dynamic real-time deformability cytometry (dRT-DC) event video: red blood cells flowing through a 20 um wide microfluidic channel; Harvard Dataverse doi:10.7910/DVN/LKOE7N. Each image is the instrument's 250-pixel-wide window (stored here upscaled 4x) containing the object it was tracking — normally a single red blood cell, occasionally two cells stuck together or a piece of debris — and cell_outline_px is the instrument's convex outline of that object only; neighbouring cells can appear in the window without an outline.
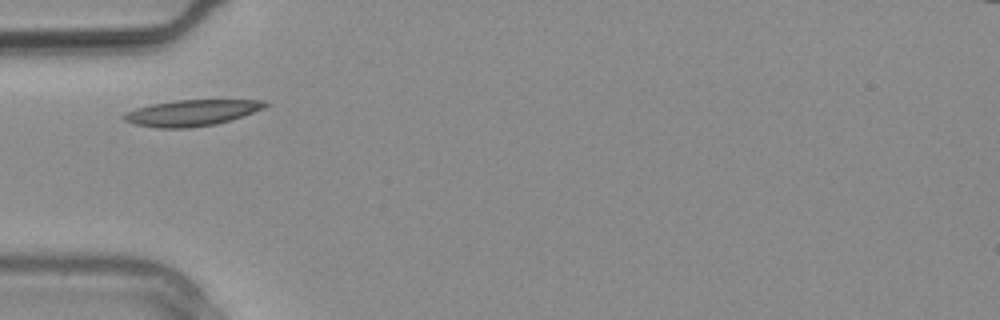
{"species": "common noctule bat (a hibernating species)", "species_latin": "Nyctalus noctula", "temperature_condition": "warm", "stored_images_in_passage": 4, "camera_frame_rate_fps": 3000, "um_per_image_px": 0.085, "animal": {"sex": "male", "body_mass_g": 20.4}, "frame": {"image": 1, "passage_image": 4, "time_ms": 1.0, "image_size_px": [1000, 320], "cell_outline_px": [[268, 104], [264, 108], [216, 124], [188, 128], [156, 128], [136, 124], [124, 120], [120, 116], [124, 112], [136, 108], [152, 104], [176, 100], [264, 100]], "centroid_in_image_um": [16.22, 9.59], "position_along_channel_um": 68.8, "area_um2": 21.27}}